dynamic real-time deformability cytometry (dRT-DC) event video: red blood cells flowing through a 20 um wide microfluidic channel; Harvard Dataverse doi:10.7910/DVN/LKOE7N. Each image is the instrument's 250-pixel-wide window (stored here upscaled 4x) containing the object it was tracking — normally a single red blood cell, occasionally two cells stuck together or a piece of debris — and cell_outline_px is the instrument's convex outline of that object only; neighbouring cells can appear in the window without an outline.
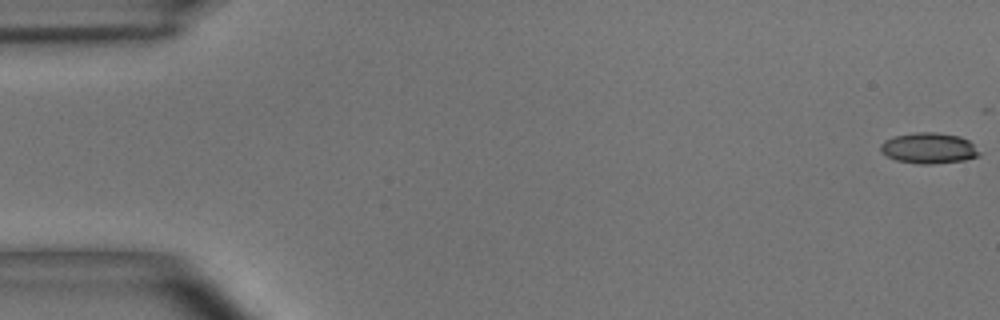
{"species": "common noctule bat (a hibernating species)", "species_latin": "Nyctalus noctula", "temperature_condition": "room temperature", "stored_images_in_passage": 56, "camera_frame_rate_fps": 3000, "um_per_image_px": 0.085, "animal": {"sex": "male", "body_mass_g": 15.6}, "frame": {"image": 1, "passage_image": 1, "time_ms": 0.0, "image_size_px": [1000, 320], "cell_outline_px": [[980, 156], [964, 160], [932, 164], [916, 164], [896, 160], [880, 152], [880, 144], [884, 140], [892, 136], [916, 132], [936, 132], [960, 136], [968, 140], [980, 152]], "centroid_in_image_um": [78.92, 12.59], "position_along_channel_um": 6.1, "area_um2": 17.86}}
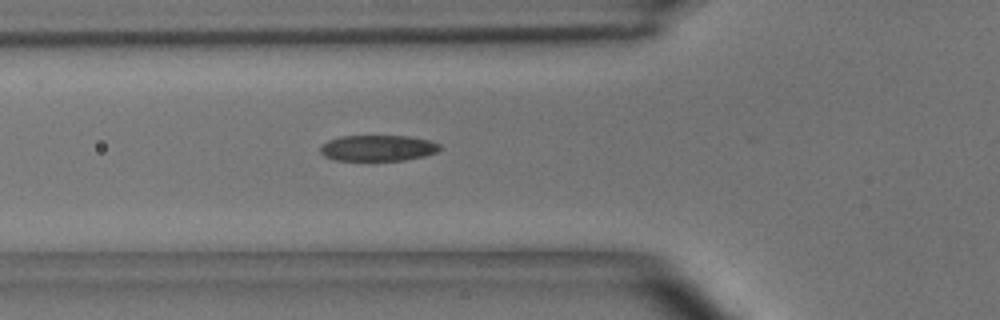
{"frame": {"image": 2, "passage_image": 20, "time_ms": 6.333, "image_size_px": [1000, 320], "cell_outline_px": [[440, 148], [436, 152], [424, 156], [404, 160], [336, 160], [324, 156], [320, 152], [320, 148], [328, 140], [340, 136], [408, 136], [432, 140], [440, 144]], "centroid_in_image_um": [32.13, 12.58], "position_along_channel_um": 93.7, "area_um2": 18.03}}
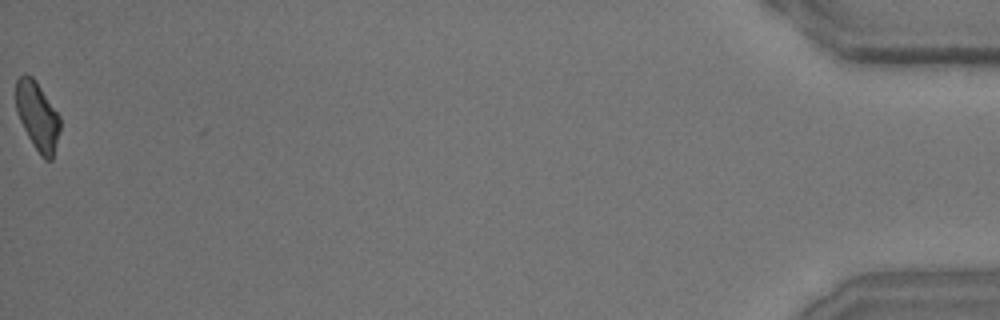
{"frame": {"image": 3, "passage_image": 56, "time_ms": 18.333, "image_size_px": [1000, 320], "cell_outline_px": [[60, 128], [52, 160], [44, 160], [40, 156], [32, 144], [16, 112], [16, 80], [24, 72], [32, 76], [36, 80], [60, 116]], "centroid_in_image_um": [3.18, 9.85], "position_along_channel_um": 432.0, "area_um2": 17.69}, "authors_computed_cell_mechanics": {"area_um2": 18.5538, "velocity_mm_per_s": 3.6265, "shape_relaxation_time_tau1_ms": 5.7205, "shape_relaxation_time_tau2_ms": 1.8494, "deformation_change_tau1": 0.1672, "deformation_change_tau2": 0.0879}}